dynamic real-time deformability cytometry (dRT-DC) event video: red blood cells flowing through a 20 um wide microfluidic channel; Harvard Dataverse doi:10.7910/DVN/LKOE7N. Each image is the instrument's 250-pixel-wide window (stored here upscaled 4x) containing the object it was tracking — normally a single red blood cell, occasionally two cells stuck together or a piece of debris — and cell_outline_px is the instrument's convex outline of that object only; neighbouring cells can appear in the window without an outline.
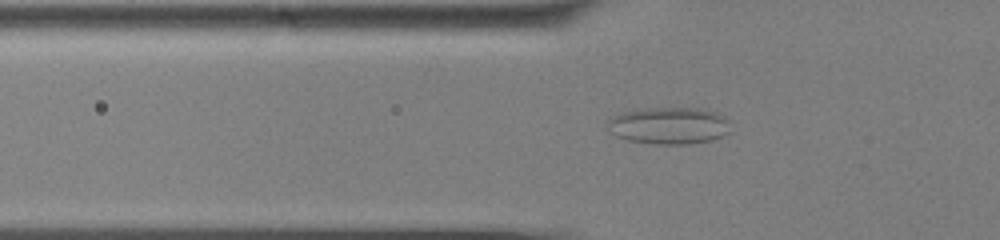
{"species": "common noctule bat (a hibernating species)", "species_latin": "Nyctalus noctula", "temperature_condition": "cold", "stored_images_in_passage": 57, "camera_frame_rate_fps": 3000, "um_per_image_px": 0.085, "animal": {"sex": "male", "body_mass_g": 13.0, "forearm_length_mm": 53.1}, "frame": {"image": 1, "passage_image": 20, "time_ms": 6.333, "image_size_px": [1000, 240], "cell_outline_px": [[728, 132], [724, 136], [712, 140], [688, 144], [656, 144], [628, 140], [616, 136], [608, 132], [608, 120], [624, 112], [636, 108], [700, 108], [716, 112], [724, 116]], "centroid_in_image_um": [56.83, 10.68], "position_along_channel_um": 69.0, "area_um2": 26.41}}
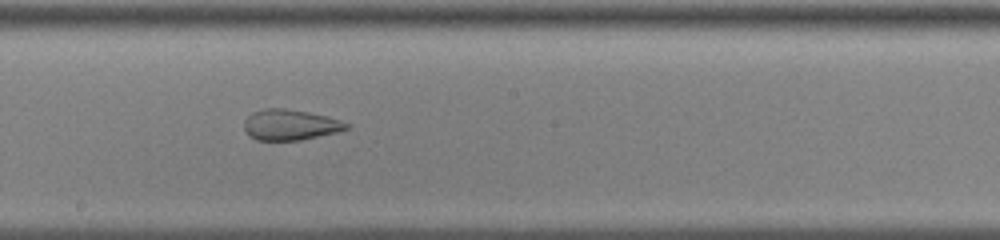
{"frame": {"image": 2, "passage_image": 33, "time_ms": 10.667, "image_size_px": [1000, 240], "cell_outline_px": [[352, 124], [348, 128], [336, 132], [300, 140], [256, 140], [248, 136], [244, 128], [244, 120], [252, 112], [264, 108], [284, 108], [308, 112], [328, 116]], "centroid_in_image_um": [24.65, 10.6], "position_along_channel_um": 223.6, "area_um2": 18.38}}
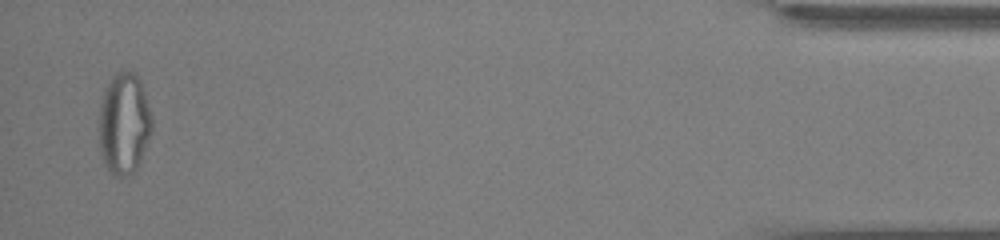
{"frame": {"image": 3, "passage_image": 56, "time_ms": 18.333, "image_size_px": [1000, 240], "cell_outline_px": [[152, 128], [140, 164], [136, 172], [128, 176], [112, 176], [108, 172], [104, 164], [100, 152], [100, 108], [104, 92], [112, 76], [116, 72], [124, 68], [128, 68], [140, 80], [144, 92], [152, 120]], "centroid_in_image_um": [10.55, 10.54], "position_along_channel_um": 424.7, "area_um2": 31.44}, "authors_computed_cell_mechanics": {"area_um2": 27.166, "velocity_mm_per_s": 3.6096, "shape_relaxation_time_tau1_ms": null, "shape_relaxation_time_tau2_ms": 1.8559, "deformation_change_tau1": null, "deformation_change_tau2": 0.0971}}